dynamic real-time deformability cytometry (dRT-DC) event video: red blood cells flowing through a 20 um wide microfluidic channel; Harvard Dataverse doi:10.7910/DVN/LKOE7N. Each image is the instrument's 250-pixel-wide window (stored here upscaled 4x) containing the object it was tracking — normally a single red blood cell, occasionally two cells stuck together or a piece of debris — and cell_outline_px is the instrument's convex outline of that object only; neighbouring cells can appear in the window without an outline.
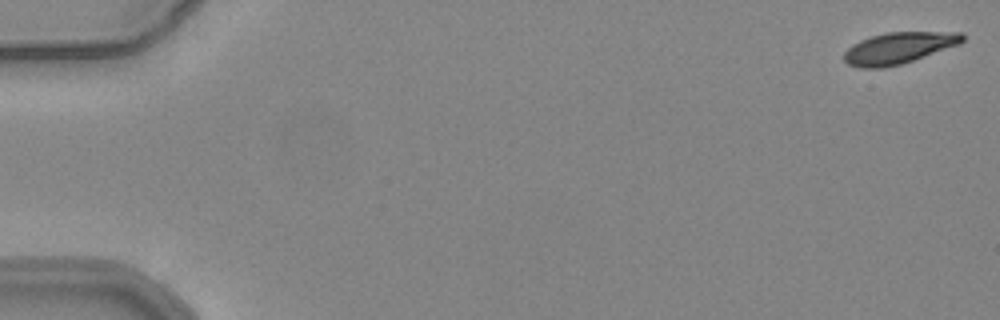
{"species": "common noctule bat (a hibernating species)", "species_latin": "Nyctalus noctula", "temperature_condition": "warm", "stored_images_in_passage": 54, "camera_frame_rate_fps": 3000, "um_per_image_px": 0.085, "animal": {"sex": "female", "body_mass_g": 24.6, "forearm_length_mm": 56.2}, "frame": {"image": 1, "passage_image": 1, "time_ms": 0.0, "image_size_px": [1000, 320], "cell_outline_px": [[964, 40], [960, 44], [900, 64], [884, 68], [860, 68], [848, 64], [844, 60], [844, 52], [852, 44], [860, 40], [872, 36], [888, 32], [964, 32]], "centroid_in_image_um": [76.38, 4.07], "position_along_channel_um": 8.6, "area_um2": 21.56}}
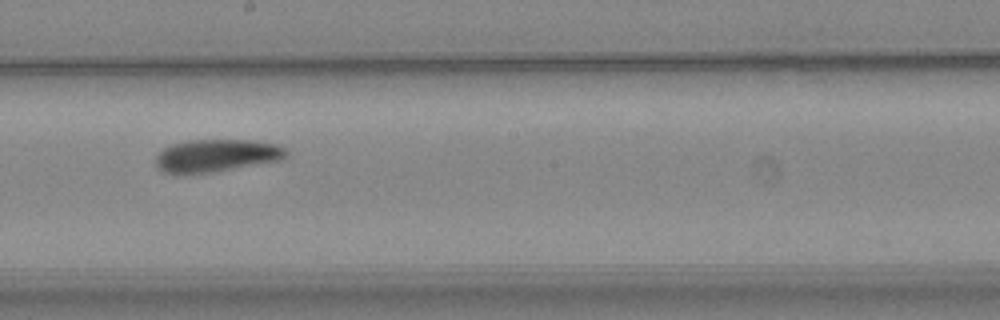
{"frame": {"image": 2, "passage_image": 31, "time_ms": 10.0, "image_size_px": [1000, 320], "cell_outline_px": [[288, 156], [280, 160], [212, 172], [180, 176], [176, 176], [164, 172], [156, 168], [156, 156], [164, 148], [172, 144], [188, 140], [252, 140], [276, 144], [284, 148], [288, 152]], "centroid_in_image_um": [18.34, 13.25], "position_along_channel_um": 229.9, "area_um2": 25.14}}
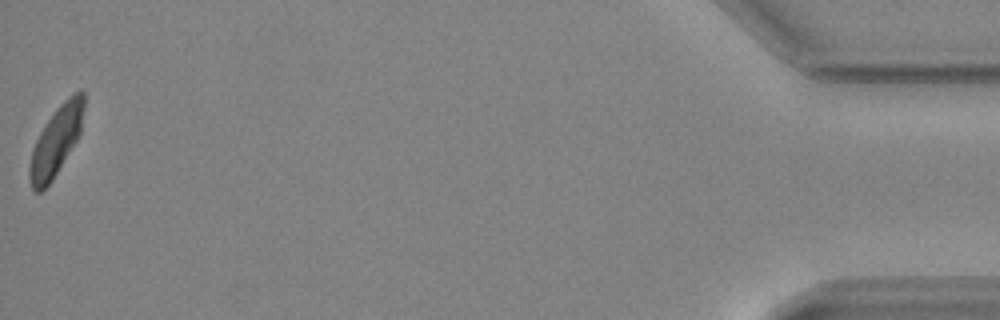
{"frame": {"image": 3, "passage_image": 54, "time_ms": 17.667, "image_size_px": [1000, 320], "cell_outline_px": [[84, 108], [80, 136], [52, 180], [40, 192], [36, 192], [32, 188], [28, 176], [28, 168], [32, 148], [44, 124], [56, 108], [72, 92], [84, 92]], "centroid_in_image_um": [4.76, 11.98], "position_along_channel_um": 430.4, "area_um2": 21.96}, "authors_computed_cell_mechanics": {"area_um2": 23.9581, "velocity_mm_per_s": 3.8562, "shape_relaxation_time_tau1_ms": 4.7673, "shape_relaxation_time_tau2_ms": 5.8936, "deformation_change_tau1": 0.1536, "deformation_change_tau2": 0.135}}